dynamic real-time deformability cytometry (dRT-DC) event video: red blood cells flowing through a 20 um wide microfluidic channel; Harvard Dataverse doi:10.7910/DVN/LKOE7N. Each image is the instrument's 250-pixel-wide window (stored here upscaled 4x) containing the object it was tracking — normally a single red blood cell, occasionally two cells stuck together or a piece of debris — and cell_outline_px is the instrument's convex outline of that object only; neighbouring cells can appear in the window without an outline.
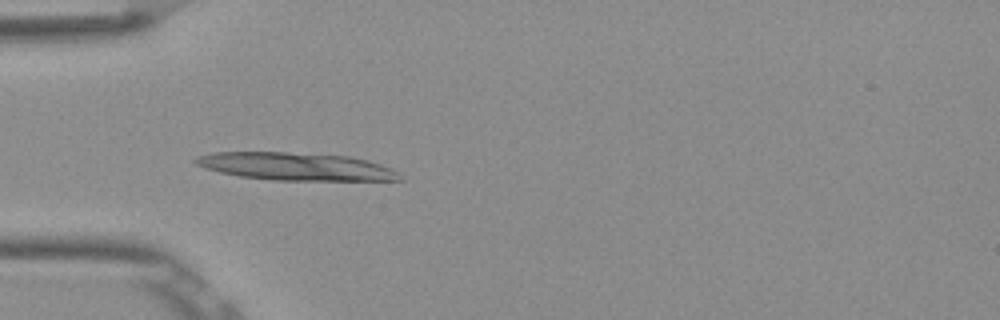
{"species": "Egyptian fruit bat (a non-hibernating species)", "species_latin": "Rousettus aegyptiacus", "temperature_condition": "room temperature", "stored_images_in_passage": 26, "camera_frame_rate_fps": 3000, "um_per_image_px": 0.085, "frame": {"image": 1, "passage_image": 1, "time_ms": 0.0, "image_size_px": [1000, 320], "cell_outline_px": [[404, 180], [272, 180], [240, 176], [220, 172], [204, 168], [196, 164], [192, 160], [196, 156], [212, 152], [284, 152], [348, 156], [368, 160], [392, 168], [404, 176]], "centroid_in_image_um": [25.15, 14.15], "position_along_channel_um": 59.9, "area_um2": 33.06}}
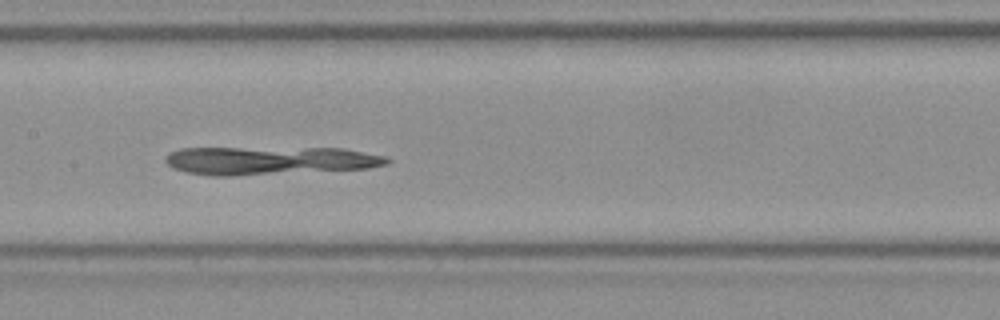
{"frame": {"image": 2, "passage_image": 11, "time_ms": 3.333, "image_size_px": [1000, 320], "cell_outline_px": [[392, 160], [388, 164], [368, 168], [228, 176], [212, 176], [184, 172], [172, 168], [164, 160], [164, 156], [168, 152], [180, 148], [344, 148], [388, 156]], "centroid_in_image_um": [22.89, 13.64], "position_along_channel_um": 184.5, "area_um2": 36.7}}
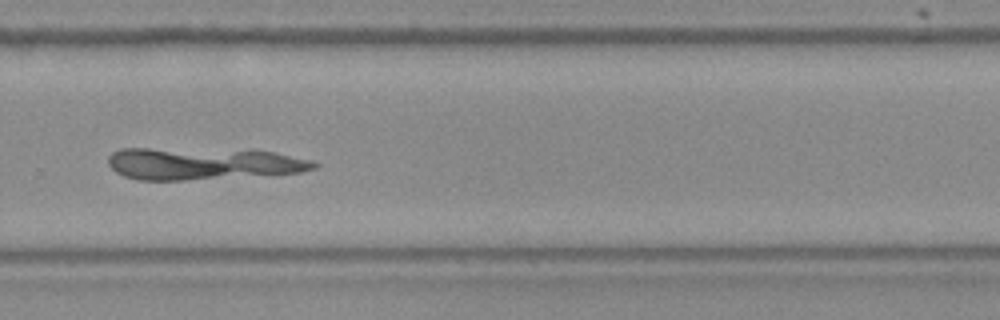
{"frame": {"image": 3, "passage_image": 21, "time_ms": 6.667, "image_size_px": [1000, 320], "cell_outline_px": [[320, 164], [316, 168], [300, 172], [184, 180], [140, 180], [124, 176], [116, 172], [108, 164], [108, 156], [112, 152], [120, 148], [148, 148], [272, 152], [308, 160]], "centroid_in_image_um": [17.12, 13.92], "position_along_channel_um": 312.7, "area_um2": 37.45}}